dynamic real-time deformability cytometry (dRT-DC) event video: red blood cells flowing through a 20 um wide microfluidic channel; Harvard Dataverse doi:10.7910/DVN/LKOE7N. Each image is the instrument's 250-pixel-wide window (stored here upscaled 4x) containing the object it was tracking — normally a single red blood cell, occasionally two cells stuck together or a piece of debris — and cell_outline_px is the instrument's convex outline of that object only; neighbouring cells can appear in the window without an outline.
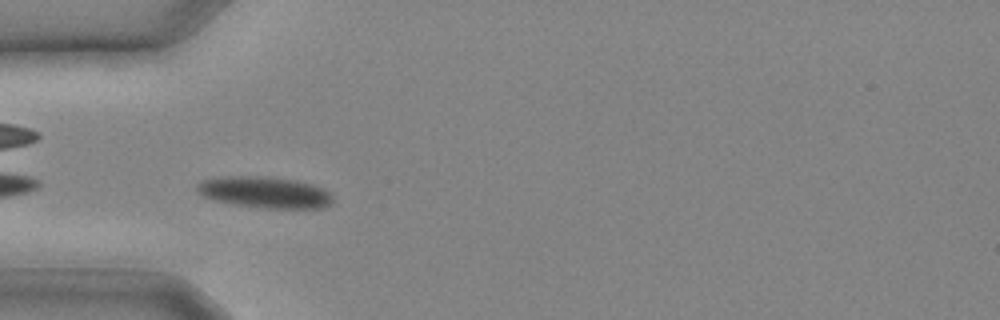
{"species": "common noctule bat (a hibernating species)", "species_latin": "Nyctalus noctula", "temperature_condition": "cold", "stored_images_in_passage": 7, "camera_frame_rate_fps": 3000, "um_per_image_px": 0.085, "animal": {"sex": "male", "body_mass_g": 20.4}, "frame": {"image": 1, "passage_image": 2, "time_ms": 0.333, "image_size_px": [1000, 320], "cell_outline_px": [[332, 204], [324, 208], [268, 208], [236, 204], [216, 200], [204, 196], [196, 188], [196, 184], [204, 180], [224, 176], [256, 176], [296, 180], [312, 184], [324, 188], [332, 196]], "centroid_in_image_um": [22.55, 16.34], "position_along_channel_um": 62.4, "area_um2": 24.51}}
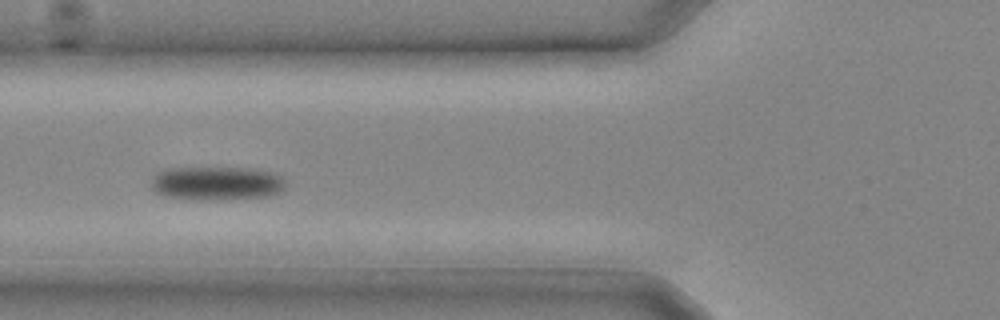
{"frame": {"image": 2, "passage_image": 4, "time_ms": 1.0, "image_size_px": [1000, 320], "cell_outline_px": [[284, 188], [280, 192], [272, 196], [216, 200], [192, 200], [164, 196], [156, 192], [152, 188], [152, 180], [160, 172], [168, 168], [248, 168], [272, 172], [280, 176], [284, 180]], "centroid_in_image_um": [18.43, 15.6], "position_along_channel_um": 107.4, "area_um2": 26.47}}
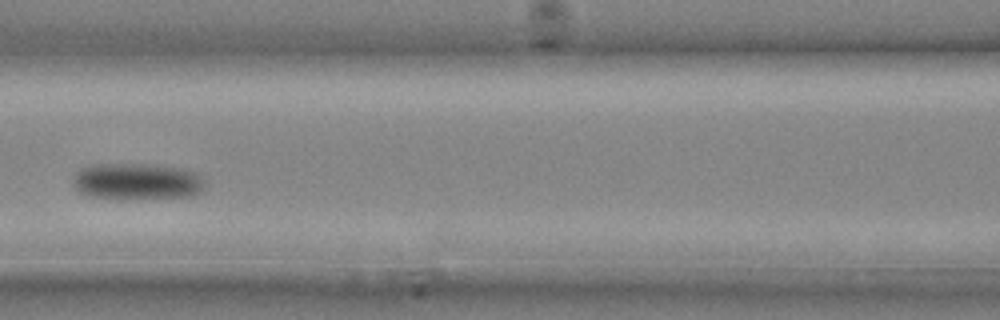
{"frame": {"image": 3, "passage_image": 6, "time_ms": 1.667, "image_size_px": [1000, 320], "cell_outline_px": [[204, 188], [200, 192], [188, 196], [88, 196], [80, 192], [72, 184], [72, 180], [76, 172], [80, 168], [96, 164], [152, 164], [188, 168], [200, 172], [204, 180]], "centroid_in_image_um": [11.69, 15.35], "position_along_channel_um": 154.9, "area_um2": 27.46}}